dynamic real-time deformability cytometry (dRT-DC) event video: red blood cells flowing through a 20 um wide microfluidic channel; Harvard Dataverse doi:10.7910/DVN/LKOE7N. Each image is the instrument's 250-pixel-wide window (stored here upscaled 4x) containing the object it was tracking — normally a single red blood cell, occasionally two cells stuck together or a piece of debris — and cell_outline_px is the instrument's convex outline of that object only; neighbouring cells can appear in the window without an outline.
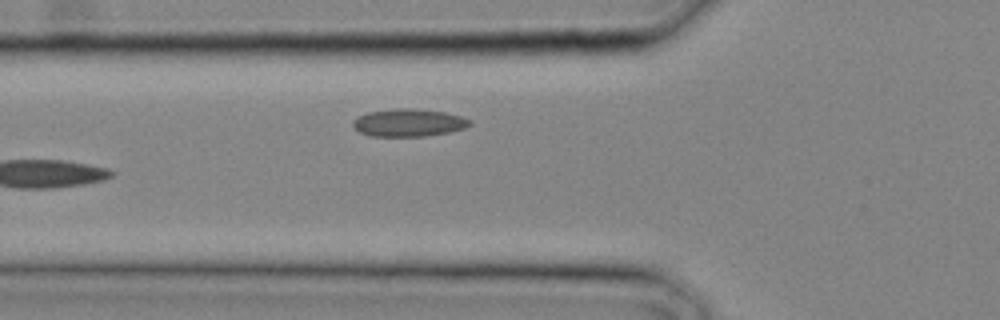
{"species": "common noctule bat (a hibernating species)", "species_latin": "Nyctalus noctula", "temperature_condition": "cold", "stored_images_in_passage": 11, "camera_frame_rate_fps": 3000, "um_per_image_px": 0.085, "animal": {"sex": "male", "body_mass_g": 20.4}, "frame": {"image": 1, "passage_image": 11, "time_ms": 3.333, "image_size_px": [1000, 320], "cell_outline_px": [[472, 124], [464, 128], [448, 132], [424, 136], [368, 136], [360, 132], [352, 124], [352, 120], [368, 112], [396, 108], [412, 108], [444, 112], [460, 116], [472, 120]], "centroid_in_image_um": [34.73, 10.43], "position_along_channel_um": 91.1, "area_um2": 18.73}}